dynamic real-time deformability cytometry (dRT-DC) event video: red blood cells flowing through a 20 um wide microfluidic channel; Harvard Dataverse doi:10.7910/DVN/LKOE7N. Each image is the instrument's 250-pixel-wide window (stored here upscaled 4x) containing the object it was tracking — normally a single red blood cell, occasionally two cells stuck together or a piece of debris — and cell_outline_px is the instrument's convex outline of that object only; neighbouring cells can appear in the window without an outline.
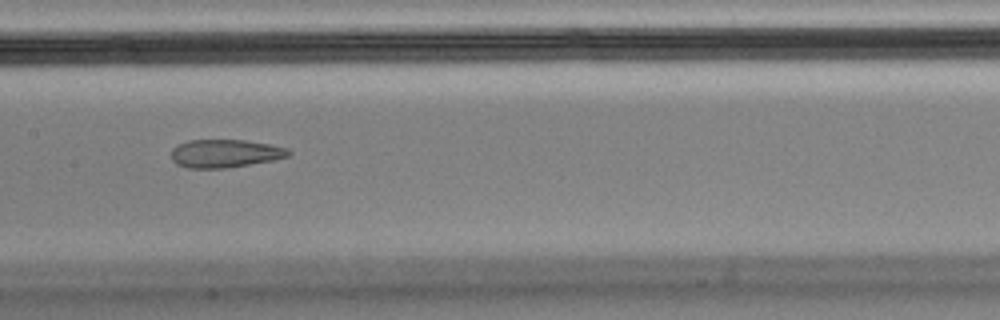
{"species": "Egyptian fruit bat (a non-hibernating species)", "species_latin": "Rousettus aegyptiacus", "temperature_condition": "cold", "stored_images_in_passage": 46, "camera_frame_rate_fps": 3000, "um_per_image_px": 0.085, "animal": {"sex": "male"}, "frame": {"image": 1, "passage_image": 20, "time_ms": 6.333, "image_size_px": [1000, 320], "cell_outline_px": [[292, 152], [288, 156], [272, 160], [228, 168], [188, 168], [176, 164], [172, 160], [172, 148], [188, 140], [244, 140], [268, 144], [288, 148]], "centroid_in_image_um": [19.12, 13.05], "position_along_channel_um": 188.3, "area_um2": 19.13}}